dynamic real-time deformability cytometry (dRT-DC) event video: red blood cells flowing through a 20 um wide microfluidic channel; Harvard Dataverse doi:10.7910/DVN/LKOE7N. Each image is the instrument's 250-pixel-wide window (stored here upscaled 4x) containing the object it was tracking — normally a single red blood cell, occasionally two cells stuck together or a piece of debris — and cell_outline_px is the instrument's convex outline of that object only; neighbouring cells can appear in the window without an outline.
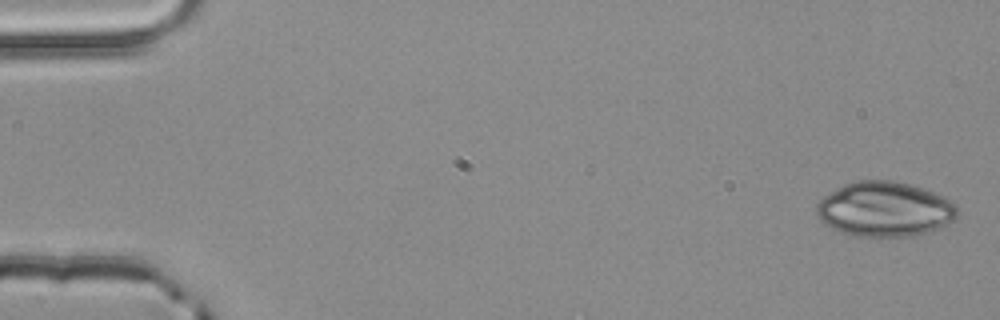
{"species": "common noctule bat (a hibernating species)", "species_latin": "Nyctalus noctula", "temperature_condition": "room temperature", "stored_images_in_passage": 4, "segment_of_instrument_passage": [2, 2], "camera_frame_rate_fps": 3000, "um_per_image_px": 0.085, "animal": {"sex": "male", "body_mass_g": 20.4}, "frame": {"image": 1, "passage_image": 4, "time_ms": 1.0, "image_size_px": [1000, 320], "cell_outline_px": [[960, 216], [944, 224], [924, 232], [912, 236], [852, 236], [832, 228], [824, 224], [820, 220], [816, 212], [816, 204], [824, 196], [844, 184], [860, 180], [892, 180], [908, 184], [944, 196], [956, 204]], "centroid_in_image_um": [75.17, 17.78], "position_along_channel_um": 9.8, "area_um2": 44.68}}